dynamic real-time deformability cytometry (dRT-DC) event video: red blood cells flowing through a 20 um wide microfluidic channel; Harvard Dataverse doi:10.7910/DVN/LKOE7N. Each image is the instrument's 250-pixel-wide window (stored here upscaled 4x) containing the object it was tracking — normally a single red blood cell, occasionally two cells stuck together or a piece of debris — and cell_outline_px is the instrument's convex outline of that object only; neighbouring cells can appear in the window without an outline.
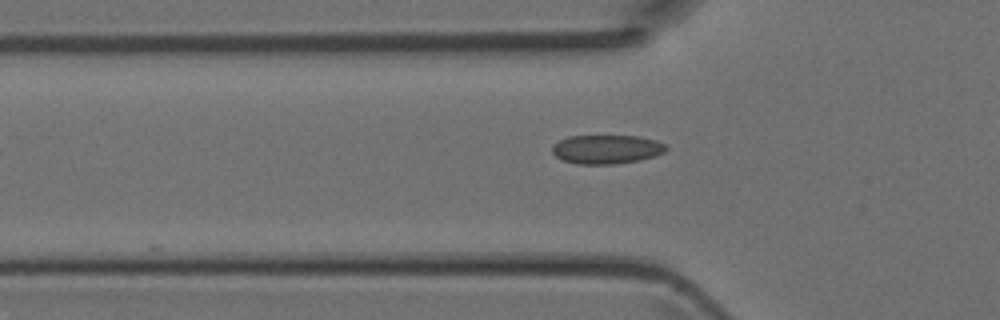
{"species": "Egyptian fruit bat (a non-hibernating species)", "species_latin": "Rousettus aegyptiacus", "temperature_condition": "room temperature", "stored_images_in_passage": 5, "segment_of_instrument_passage": [2, 2], "camera_frame_rate_fps": 3000, "um_per_image_px": 0.085, "animal": {"sex": "female"}, "frame": {"image": 1, "passage_image": 5, "time_ms": 1.333, "image_size_px": [1000, 320], "cell_outline_px": [[668, 148], [664, 152], [656, 156], [640, 160], [616, 164], [576, 164], [564, 160], [556, 156], [552, 152], [552, 144], [568, 136], [640, 136], [656, 140], [668, 144]], "centroid_in_image_um": [51.6, 12.69], "position_along_channel_um": 74.2, "area_um2": 19.42}}